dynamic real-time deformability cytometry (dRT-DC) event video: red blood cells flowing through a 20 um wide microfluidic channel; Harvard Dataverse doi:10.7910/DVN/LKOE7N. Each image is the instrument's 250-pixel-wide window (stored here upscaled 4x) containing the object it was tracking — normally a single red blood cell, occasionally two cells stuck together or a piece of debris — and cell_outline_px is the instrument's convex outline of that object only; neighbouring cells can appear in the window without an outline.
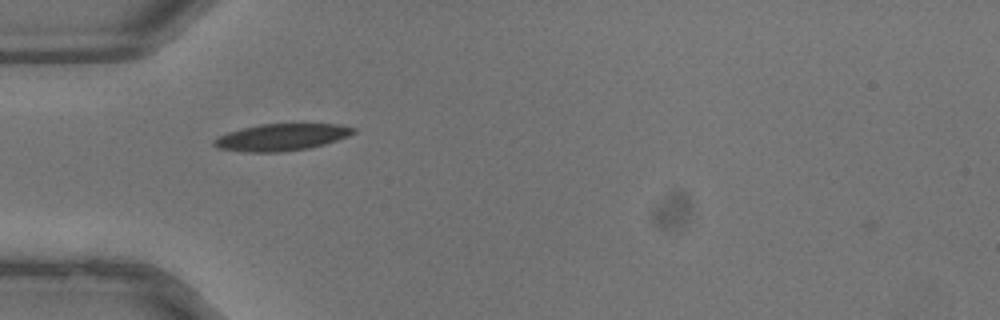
{"species": "common noctule bat (a hibernating species)", "species_latin": "Nyctalus noctula", "temperature_condition": "warm", "stored_images_in_passage": 4, "camera_frame_rate_fps": 3000, "um_per_image_px": 0.085, "animal": {"sex": "male", "body_mass_g": 13.3}, "frame": {"image": 1, "passage_image": 1, "time_ms": 0.0, "image_size_px": [1000, 320], "cell_outline_px": [[356, 132], [348, 136], [324, 144], [308, 148], [276, 152], [244, 152], [216, 148], [212, 144], [212, 140], [228, 132], [260, 124], [340, 124], [356, 128]], "centroid_in_image_um": [23.91, 11.66], "position_along_channel_um": 61.1, "area_um2": 21.73}}